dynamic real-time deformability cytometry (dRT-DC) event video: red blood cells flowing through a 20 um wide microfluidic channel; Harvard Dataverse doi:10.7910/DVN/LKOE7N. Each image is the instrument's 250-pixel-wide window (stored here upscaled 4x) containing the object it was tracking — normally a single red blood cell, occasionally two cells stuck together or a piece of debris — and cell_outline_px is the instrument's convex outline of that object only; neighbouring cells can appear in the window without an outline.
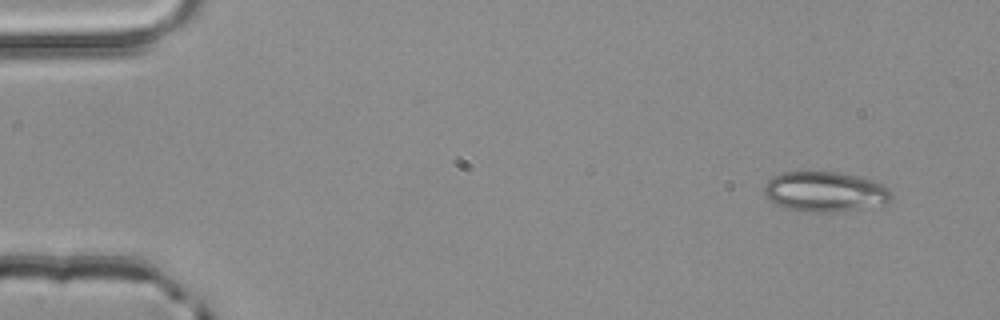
{"species": "common noctule bat (a hibernating species)", "species_latin": "Nyctalus noctula", "temperature_condition": "room temperature", "stored_images_in_passage": 3, "camera_frame_rate_fps": 3000, "um_per_image_px": 0.085, "animal": {"sex": "male", "body_mass_g": 20.4}, "frame": {"image": 1, "passage_image": 1, "time_ms": 0.0, "image_size_px": [1000, 320], "cell_outline_px": [[892, 200], [884, 204], [836, 212], [812, 212], [788, 208], [768, 200], [764, 196], [764, 184], [772, 176], [780, 172], [836, 172], [872, 180], [884, 184], [892, 192]], "centroid_in_image_um": [70.11, 16.29], "position_along_channel_um": 14.9, "area_um2": 29.71}}